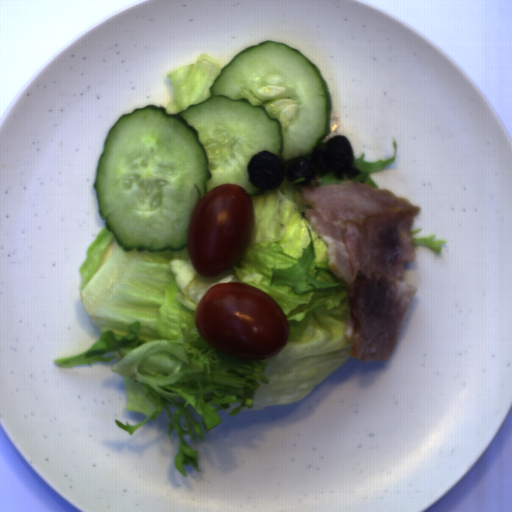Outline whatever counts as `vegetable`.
<instances>
[{
  "label": "vegetable",
  "mask_w": 512,
  "mask_h": 512,
  "mask_svg": "<svg viewBox=\"0 0 512 512\" xmlns=\"http://www.w3.org/2000/svg\"><path fill=\"white\" fill-rule=\"evenodd\" d=\"M423 230L424 229H422V228H417L416 230L411 231L412 237H413V241H414V245L425 246V247L429 248L430 250H432L437 255H441V248H442V246L447 244L446 240H442V239L441 240H435L436 237H437L436 234L435 235H431V236H427V237L416 238L415 235L420 233Z\"/></svg>",
  "instance_id": "obj_4"
},
{
  "label": "vegetable",
  "mask_w": 512,
  "mask_h": 512,
  "mask_svg": "<svg viewBox=\"0 0 512 512\" xmlns=\"http://www.w3.org/2000/svg\"><path fill=\"white\" fill-rule=\"evenodd\" d=\"M253 233L237 263L224 274L204 277L194 269L187 245L179 251H125L105 226L85 253L77 274L79 298L99 331L88 350L60 359L73 369L110 363L123 377L128 412L147 418L125 425L130 436L165 409L169 439H178L175 466L200 471L199 451L182 435L205 442L222 422L221 410L236 416L242 409L294 405L310 395L350 356L346 335L350 306L343 282L329 266V247L313 229L301 192L286 179L276 190L251 195ZM241 282L265 290L285 311L291 334L271 360H237L207 343L194 320L208 288Z\"/></svg>",
  "instance_id": "obj_1"
},
{
  "label": "vegetable",
  "mask_w": 512,
  "mask_h": 512,
  "mask_svg": "<svg viewBox=\"0 0 512 512\" xmlns=\"http://www.w3.org/2000/svg\"><path fill=\"white\" fill-rule=\"evenodd\" d=\"M393 145V156L388 160H383L382 158L376 162H366L365 157L366 153L363 152L360 158H356L352 161L353 167H356L362 171L360 175H357L355 178H348L347 174H343L342 179H338L334 172H330L323 178H320L318 181L319 185H333L343 183L344 180H356L361 183H369L373 187L379 188L378 185L370 178V173H374L384 168L391 166L396 162V154L398 148L397 139L393 137L392 139ZM380 189V188H379Z\"/></svg>",
  "instance_id": "obj_3"
},
{
  "label": "vegetable",
  "mask_w": 512,
  "mask_h": 512,
  "mask_svg": "<svg viewBox=\"0 0 512 512\" xmlns=\"http://www.w3.org/2000/svg\"><path fill=\"white\" fill-rule=\"evenodd\" d=\"M219 61L203 54L194 64L183 66L168 74L174 90V99L165 106L168 115L180 114L191 104H198L211 97L210 86L220 74Z\"/></svg>",
  "instance_id": "obj_2"
}]
</instances>
